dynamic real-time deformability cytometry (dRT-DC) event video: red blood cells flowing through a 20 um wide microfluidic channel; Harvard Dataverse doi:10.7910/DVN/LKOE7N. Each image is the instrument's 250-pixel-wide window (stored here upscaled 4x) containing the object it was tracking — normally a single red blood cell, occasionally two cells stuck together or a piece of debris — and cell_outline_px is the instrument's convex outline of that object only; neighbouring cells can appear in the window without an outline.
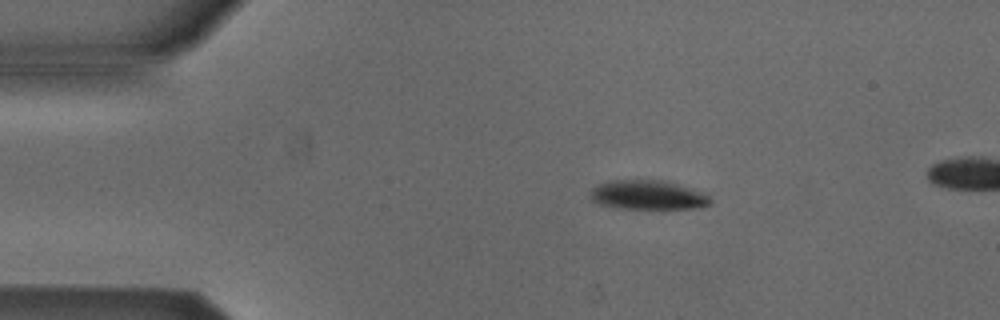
{"species": "Egyptian fruit bat (a non-hibernating species)", "species_latin": "Rousettus aegyptiacus", "temperature_condition": "cold", "stored_images_in_passage": 6, "camera_frame_rate_fps": 3000, "um_per_image_px": 0.085, "animal": {"sex": "male"}, "frame": {"image": 1, "passage_image": 2, "time_ms": 0.333, "image_size_px": [1000, 320], "cell_outline_px": [[712, 204], [700, 208], [620, 208], [600, 204], [592, 200], [588, 196], [588, 192], [596, 184], [608, 180], [664, 180], [680, 184], [704, 192], [712, 200]], "centroid_in_image_um": [55.06, 16.56], "position_along_channel_um": 29.9, "area_um2": 20.81}}
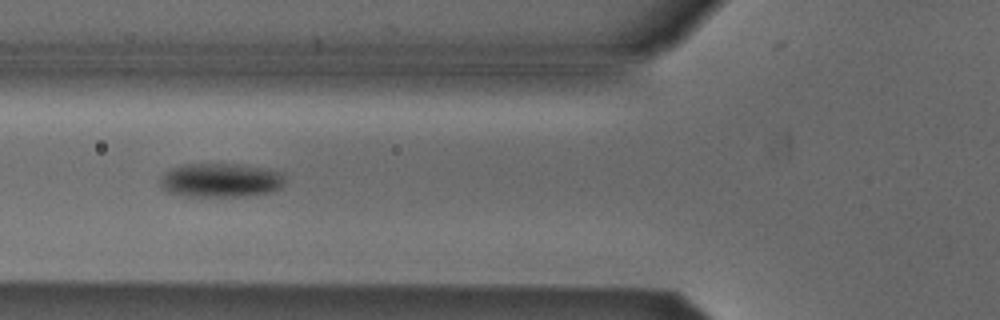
{"frame": {"image": 2, "passage_image": 5, "time_ms": 1.333, "image_size_px": [1000, 320], "cell_outline_px": [[284, 184], [280, 188], [272, 192], [244, 196], [184, 196], [168, 192], [160, 184], [160, 176], [164, 172], [180, 164], [240, 164], [264, 168], [280, 172], [284, 176]], "centroid_in_image_um": [18.74, 15.31], "position_along_channel_um": 107.1, "area_um2": 24.85}}
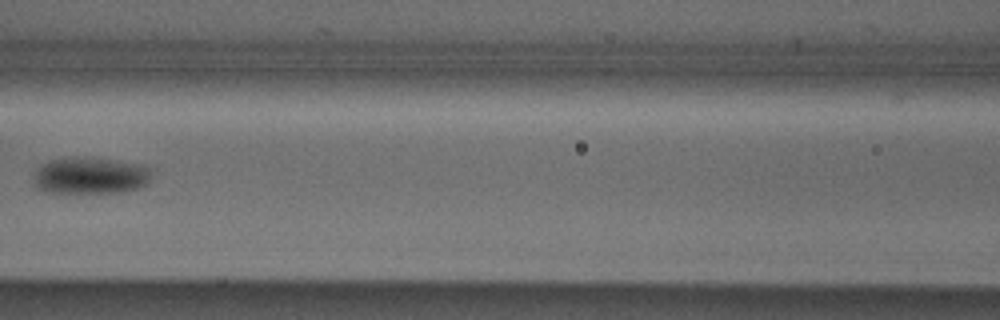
{"frame": {"image": 3, "passage_image": 6, "time_ms": 1.667, "image_size_px": [1000, 320], "cell_outline_px": [[148, 184], [140, 188], [120, 192], [44, 192], [36, 188], [36, 172], [48, 160], [76, 156], [112, 160], [136, 164], [148, 168]], "centroid_in_image_um": [7.65, 14.93], "position_along_channel_um": 158.9, "area_um2": 24.68}}